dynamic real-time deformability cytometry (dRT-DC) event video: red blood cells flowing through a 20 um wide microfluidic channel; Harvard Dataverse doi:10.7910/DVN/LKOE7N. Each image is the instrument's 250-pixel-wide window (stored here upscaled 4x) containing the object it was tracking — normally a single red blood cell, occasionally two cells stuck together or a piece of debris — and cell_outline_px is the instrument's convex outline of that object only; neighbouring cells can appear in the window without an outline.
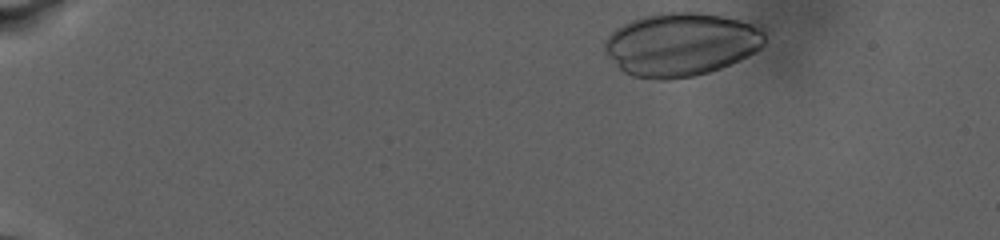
{"species": "human", "species_latin": "Homo sapiens", "temperature_condition": "warm", "stored_images_in_passage": 23, "camera_frame_rate_fps": 3000, "um_per_image_px": 0.085, "donor": {"sex": "male"}, "frame": {"image": 1, "passage_image": 1, "time_ms": 0.0, "image_size_px": [1000, 240], "cell_outline_px": [[768, 28], [764, 44], [760, 48], [740, 60], [720, 68], [708, 72], [692, 76], [668, 80], [660, 80], [632, 76], [624, 72], [616, 64], [604, 48], [604, 40], [616, 28], [632, 20], [656, 12], [700, 12], [724, 16], [764, 24]], "centroid_in_image_um": [57.98, 3.74], "position_along_channel_um": 27.0, "area_um2": 59.77}}
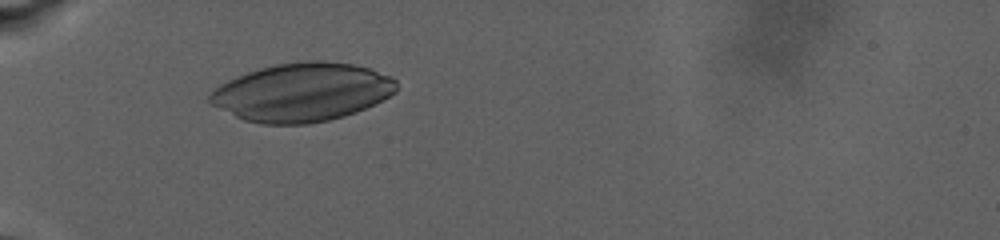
{"frame": {"image": 2, "passage_image": 22, "time_ms": 5.333, "image_size_px": [1000, 240], "cell_outline_px": [[396, 92], [364, 108], [344, 116], [328, 120], [308, 124], [260, 124], [244, 120], [212, 104], [208, 100], [208, 96], [220, 84], [228, 80], [248, 72], [260, 68], [276, 64], [308, 60], [324, 60], [356, 64], [392, 76], [396, 80]], "centroid_in_image_um": [25.68, 7.83], "position_along_channel_um": 59.3, "area_um2": 63.23}}